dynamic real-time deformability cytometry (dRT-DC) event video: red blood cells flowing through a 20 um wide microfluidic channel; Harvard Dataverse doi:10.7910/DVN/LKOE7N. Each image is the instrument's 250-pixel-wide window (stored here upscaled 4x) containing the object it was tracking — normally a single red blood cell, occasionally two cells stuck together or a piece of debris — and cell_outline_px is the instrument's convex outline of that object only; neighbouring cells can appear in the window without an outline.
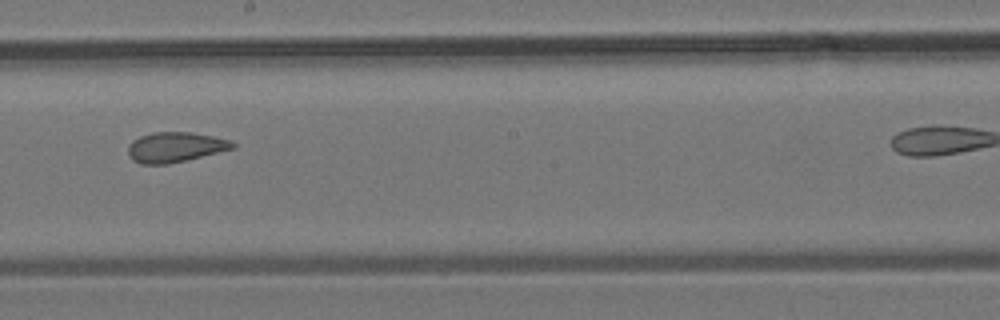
{"species": "common noctule bat (a hibernating species)", "species_latin": "Nyctalus noctula", "temperature_condition": "room temperature", "stored_images_in_passage": 9, "segment_of_instrument_passage": [1, 2], "camera_frame_rate_fps": 3000, "um_per_image_px": 0.085, "animal": {"sex": "male", "body_mass_g": 19.2, "forearm_length_mm": 51.8}, "frame": {"image": 1, "passage_image": 8, "time_ms": 8.667, "image_size_px": [1000, 320], "cell_outline_px": [[236, 148], [188, 160], [168, 164], [140, 164], [132, 160], [128, 152], [128, 144], [132, 140], [140, 136], [152, 132], [188, 132], [212, 136], [232, 140], [236, 144]], "centroid_in_image_um": [14.9, 12.51], "position_along_channel_um": 233.3, "area_um2": 18.55}}